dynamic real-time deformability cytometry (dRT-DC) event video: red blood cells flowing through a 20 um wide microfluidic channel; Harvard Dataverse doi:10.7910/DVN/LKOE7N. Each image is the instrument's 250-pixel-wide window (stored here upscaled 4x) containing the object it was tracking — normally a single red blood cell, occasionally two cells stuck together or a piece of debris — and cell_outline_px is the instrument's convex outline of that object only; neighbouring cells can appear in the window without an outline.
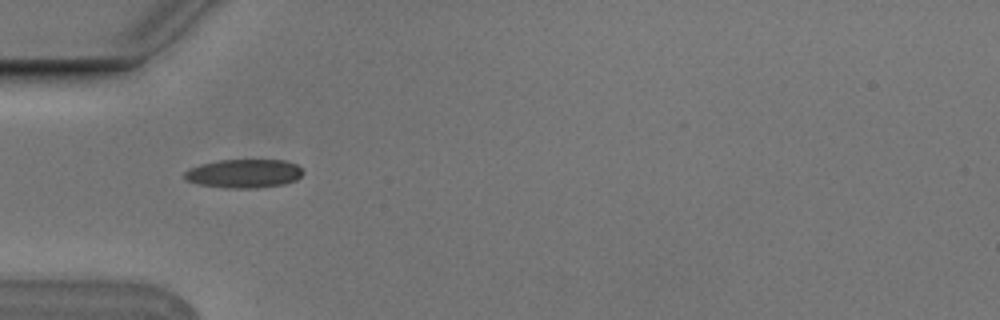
{"species": "Egyptian fruit bat (a non-hibernating species)", "species_latin": "Rousettus aegyptiacus", "temperature_condition": "cold", "stored_images_in_passage": 9, "camera_frame_rate_fps": 3000, "um_per_image_px": 0.085, "animal": {"sex": "male"}, "frame": {"image": 1, "passage_image": 4, "time_ms": 1.0, "image_size_px": [1000, 320], "cell_outline_px": [[304, 172], [296, 180], [284, 184], [256, 188], [228, 188], [200, 184], [184, 180], [184, 172], [188, 168], [200, 164], [220, 160], [284, 160], [296, 164]], "centroid_in_image_um": [20.72, 14.75], "position_along_channel_um": 64.3, "area_um2": 19.83}}
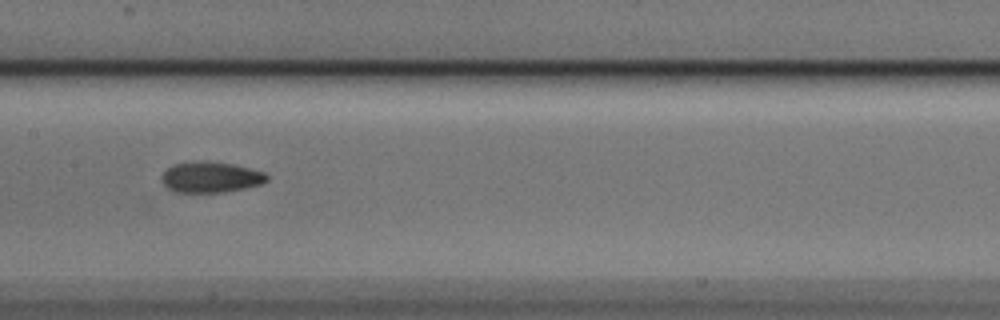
{"frame": {"image": 2, "passage_image": 7, "time_ms": 2.0, "image_size_px": [1000, 320], "cell_outline_px": [[268, 180], [260, 184], [244, 188], [224, 192], [176, 192], [168, 188], [164, 184], [160, 176], [168, 168], [176, 164], [196, 160], [204, 160], [232, 164], [264, 172], [268, 176]], "centroid_in_image_um": [17.9, 15.05], "position_along_channel_um": 189.5, "area_um2": 18.79}}
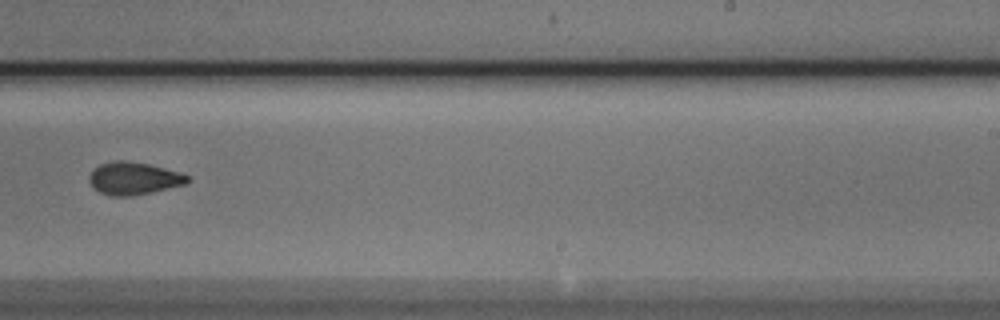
{"frame": {"image": 3, "passage_image": 9, "time_ms": 2.667, "image_size_px": [1000, 320], "cell_outline_px": [[192, 180], [188, 184], [152, 192], [128, 196], [112, 196], [100, 192], [88, 180], [88, 176], [92, 168], [100, 164], [112, 160], [124, 160], [148, 164], [180, 172], [188, 176]], "centroid_in_image_um": [11.38, 15.15], "position_along_channel_um": 277.6, "area_um2": 18.79}}